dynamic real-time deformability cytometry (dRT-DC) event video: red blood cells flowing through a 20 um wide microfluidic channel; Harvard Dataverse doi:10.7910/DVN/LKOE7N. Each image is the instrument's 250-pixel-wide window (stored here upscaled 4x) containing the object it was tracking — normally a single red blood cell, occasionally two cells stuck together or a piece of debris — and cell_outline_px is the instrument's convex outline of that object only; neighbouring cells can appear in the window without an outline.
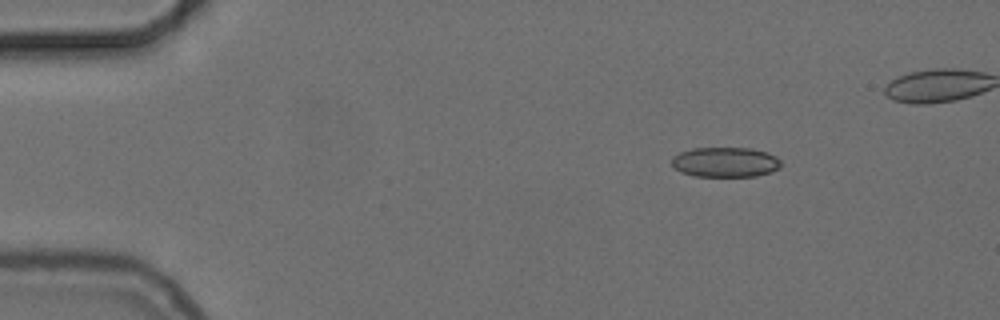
{"species": "common noctule bat (a hibernating species)", "species_latin": "Nyctalus noctula", "temperature_condition": "cold", "stored_images_in_passage": 43, "camera_frame_rate_fps": 3000, "um_per_image_px": 0.085, "animal": {"sex": "female", "body_mass_g": 24.6, "forearm_length_mm": 56.2}, "frame": {"image": 1, "passage_image": 1, "time_ms": 0.0, "image_size_px": [1000, 320], "cell_outline_px": [[780, 168], [772, 172], [756, 176], [696, 176], [680, 172], [672, 164], [672, 156], [680, 152], [692, 148], [752, 148], [768, 152], [776, 156], [780, 160]], "centroid_in_image_um": [61.67, 13.78], "position_along_channel_um": 23.3, "area_um2": 19.19}}
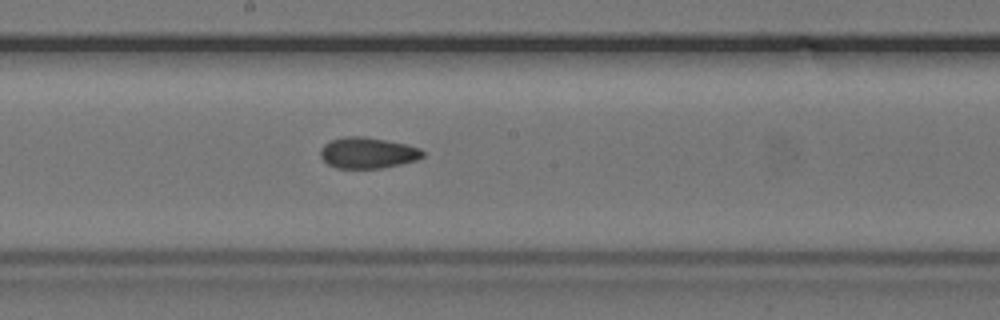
{"frame": {"image": 2, "passage_image": 23, "time_ms": 7.333, "image_size_px": [1000, 320], "cell_outline_px": [[424, 156], [416, 160], [400, 164], [380, 168], [336, 168], [328, 164], [320, 156], [320, 148], [324, 144], [332, 140], [344, 136], [364, 136], [404, 144], [420, 148], [424, 152]], "centroid_in_image_um": [31.23, 12.99], "position_along_channel_um": 217.0, "area_um2": 18.38}}
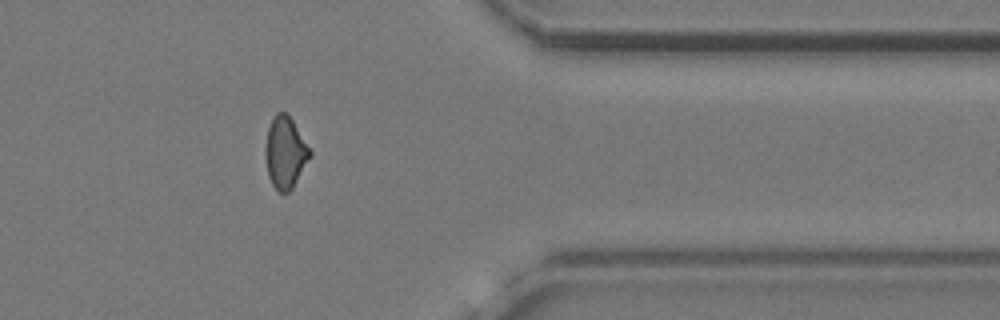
{"frame": {"image": 3, "passage_image": 38, "time_ms": 12.333, "image_size_px": [1000, 320], "cell_outline_px": [[312, 156], [292, 188], [288, 192], [280, 192], [272, 184], [268, 176], [264, 156], [264, 148], [268, 128], [272, 116], [276, 112], [284, 112], [292, 120], [312, 152]], "centroid_in_image_um": [24.23, 12.96], "position_along_channel_um": 387.2, "area_um2": 18.67}}